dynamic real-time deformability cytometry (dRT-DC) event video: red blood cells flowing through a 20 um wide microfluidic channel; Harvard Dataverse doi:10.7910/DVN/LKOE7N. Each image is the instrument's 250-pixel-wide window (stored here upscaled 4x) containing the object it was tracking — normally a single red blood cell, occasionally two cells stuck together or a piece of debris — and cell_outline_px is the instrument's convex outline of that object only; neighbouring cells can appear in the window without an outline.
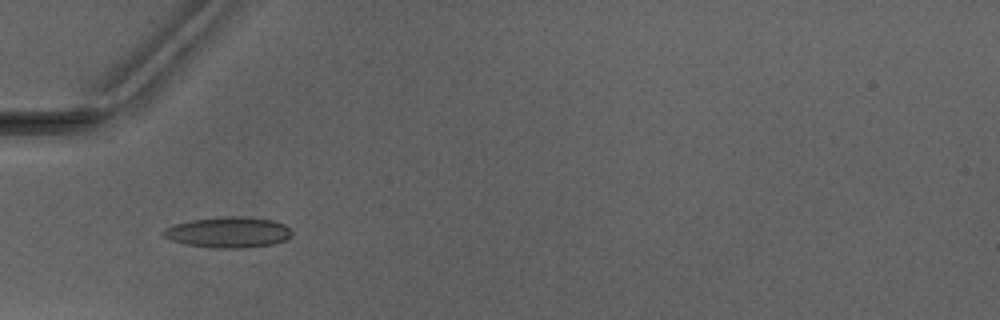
{"species": "Egyptian fruit bat (a non-hibernating species)", "species_latin": "Rousettus aegyptiacus", "temperature_condition": "warm", "stored_images_in_passage": 7, "camera_frame_rate_fps": 3000, "um_per_image_px": 0.085, "animal": {"sex": "male"}, "frame": {"image": 1, "passage_image": 5, "time_ms": 5.667, "image_size_px": [1000, 320], "cell_outline_px": [[292, 236], [284, 240], [272, 244], [244, 248], [212, 248], [184, 244], [172, 240], [164, 236], [160, 232], [164, 228], [176, 224], [192, 220], [228, 216], [240, 216], [272, 220], [284, 224], [292, 232]], "centroid_in_image_um": [19.39, 19.75], "position_along_channel_um": 65.6, "area_um2": 22.95}}
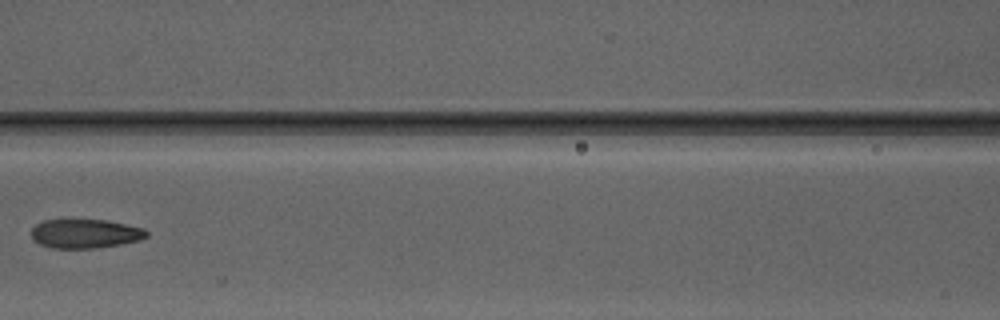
{"frame": {"image": 2, "passage_image": 7, "time_ms": 8.0, "image_size_px": [1000, 320], "cell_outline_px": [[148, 236], [140, 240], [120, 244], [96, 248], [52, 248], [40, 244], [32, 240], [32, 228], [36, 224], [44, 220], [104, 220], [144, 228], [148, 232]], "centroid_in_image_um": [7.23, 19.86], "position_along_channel_um": 159.4, "area_um2": 19.42}}